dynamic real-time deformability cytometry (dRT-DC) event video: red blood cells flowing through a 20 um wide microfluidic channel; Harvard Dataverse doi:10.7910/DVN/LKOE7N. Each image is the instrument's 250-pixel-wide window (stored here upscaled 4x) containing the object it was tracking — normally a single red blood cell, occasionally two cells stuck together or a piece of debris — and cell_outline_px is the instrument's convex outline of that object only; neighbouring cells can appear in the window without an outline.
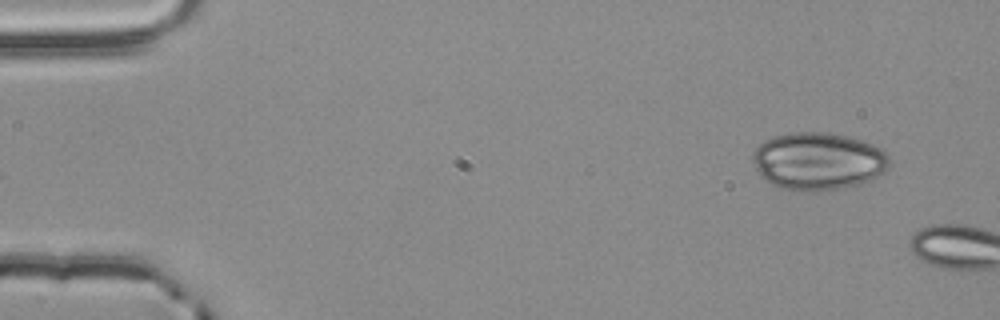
{"species": "common noctule bat (a hibernating species)", "species_latin": "Nyctalus noctula", "temperature_condition": "room temperature", "stored_images_in_passage": 3, "camera_frame_rate_fps": 3000, "um_per_image_px": 0.085, "animal": {"sex": "male", "body_mass_g": 20.4}, "frame": {"image": 1, "passage_image": 3, "time_ms": 0.667, "image_size_px": [1000, 320], "cell_outline_px": [[888, 168], [884, 172], [872, 180], [860, 184], [820, 192], [780, 188], [764, 180], [760, 176], [752, 160], [752, 152], [764, 140], [772, 136], [792, 132], [828, 132], [848, 136], [864, 140], [880, 148], [888, 156]], "centroid_in_image_um": [69.53, 13.69], "position_along_channel_um": 15.5, "area_um2": 46.24}}